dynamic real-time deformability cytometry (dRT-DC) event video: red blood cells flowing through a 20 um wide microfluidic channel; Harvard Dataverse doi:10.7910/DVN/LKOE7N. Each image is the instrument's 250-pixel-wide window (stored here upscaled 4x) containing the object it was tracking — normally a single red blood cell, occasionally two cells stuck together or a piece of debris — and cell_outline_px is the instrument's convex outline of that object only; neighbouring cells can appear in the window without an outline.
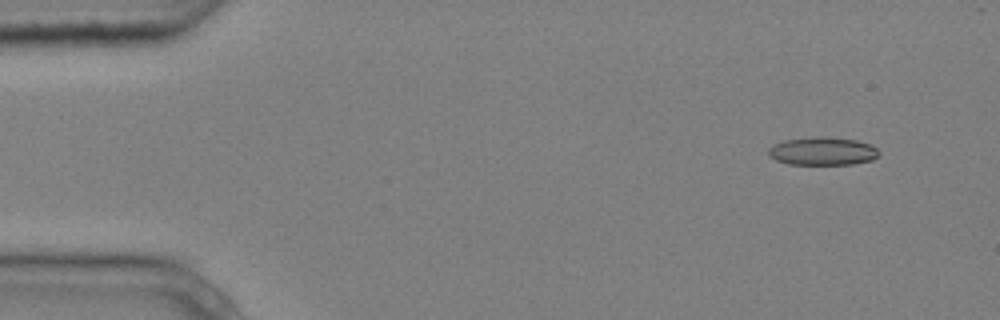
{"species": "common noctule bat (a hibernating species)", "species_latin": "Nyctalus noctula", "temperature_condition": "cold", "stored_images_in_passage": 5, "camera_frame_rate_fps": 3000, "um_per_image_px": 0.085, "animal": {"sex": "male", "body_mass_g": 20.4}, "frame": {"image": 1, "passage_image": 2, "time_ms": 0.333, "image_size_px": [1000, 320], "cell_outline_px": [[880, 156], [872, 160], [852, 164], [788, 164], [776, 160], [768, 156], [768, 148], [772, 144], [784, 140], [816, 136], [824, 136], [856, 140], [872, 144], [880, 152]], "centroid_in_image_um": [69.92, 12.84], "position_along_channel_um": 15.1, "area_um2": 18.38}}
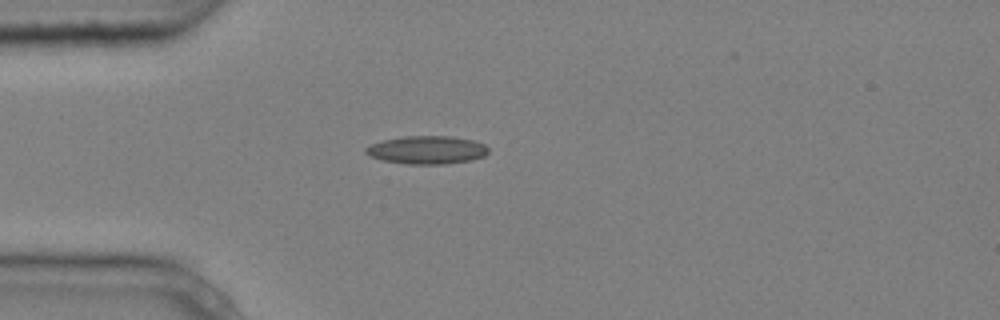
{"frame": {"image": 2, "passage_image": 5, "time_ms": 1.333, "image_size_px": [1000, 320], "cell_outline_px": [[488, 152], [484, 156], [472, 160], [444, 164], [408, 164], [380, 160], [368, 156], [364, 152], [364, 148], [372, 144], [384, 140], [404, 136], [452, 136], [476, 140], [484, 144], [488, 148]], "centroid_in_image_um": [36.29, 12.74], "position_along_channel_um": 48.7, "area_um2": 20.29}}